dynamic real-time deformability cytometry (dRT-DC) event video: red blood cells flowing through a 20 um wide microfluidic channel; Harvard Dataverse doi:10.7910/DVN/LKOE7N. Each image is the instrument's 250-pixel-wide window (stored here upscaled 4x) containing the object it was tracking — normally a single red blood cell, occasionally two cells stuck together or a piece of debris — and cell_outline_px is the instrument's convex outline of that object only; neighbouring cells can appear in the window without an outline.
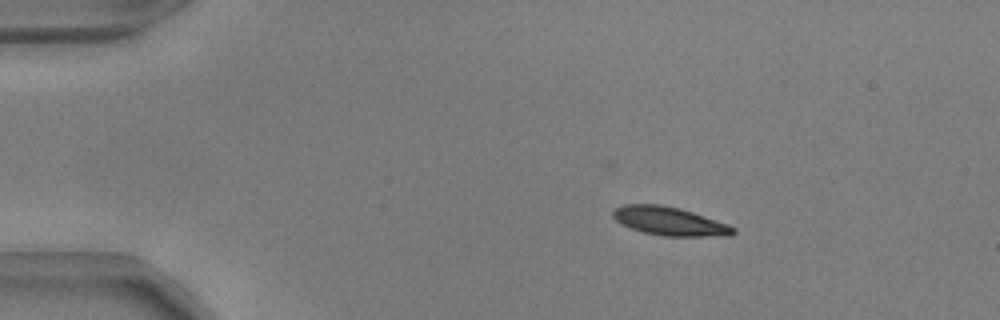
{"species": "common noctule bat (a hibernating species)", "species_latin": "Nyctalus noctula", "temperature_condition": "warm", "stored_images_in_passage": 45, "camera_frame_rate_fps": 3000, "um_per_image_px": 0.085, "animal": {"sex": "male", "body_mass_g": 17.9, "forearm_length_mm": 54.2}, "frame": {"image": 1, "passage_image": 1, "time_ms": 0.0, "image_size_px": [1000, 320], "cell_outline_px": [[736, 232], [728, 236], [664, 236], [644, 232], [620, 224], [612, 216], [612, 212], [616, 208], [624, 204], [660, 204], [680, 208], [728, 224], [736, 228]], "centroid_in_image_um": [56.91, 18.8], "position_along_channel_um": 28.1, "area_um2": 19.94}}
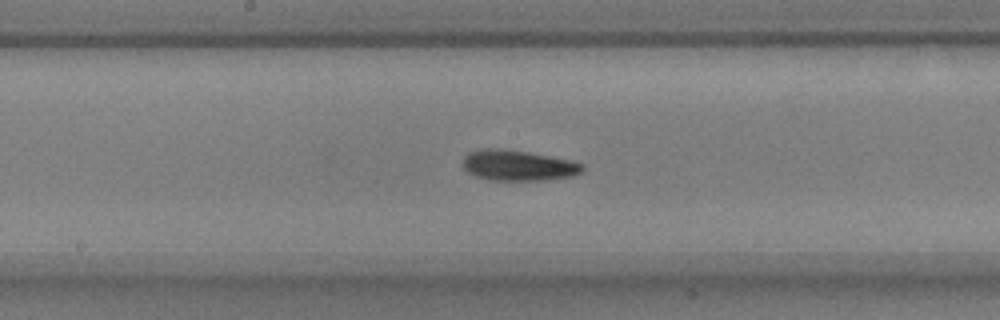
{"frame": {"image": 2, "passage_image": 20, "time_ms": 6.333, "image_size_px": [1000, 320], "cell_outline_px": [[584, 168], [580, 172], [572, 176], [544, 180], [488, 180], [476, 176], [468, 172], [464, 168], [464, 156], [468, 152], [480, 148], [504, 148], [528, 152], [572, 160], [584, 164]], "centroid_in_image_um": [44.03, 14.05], "position_along_channel_um": 204.2, "area_um2": 21.44}}
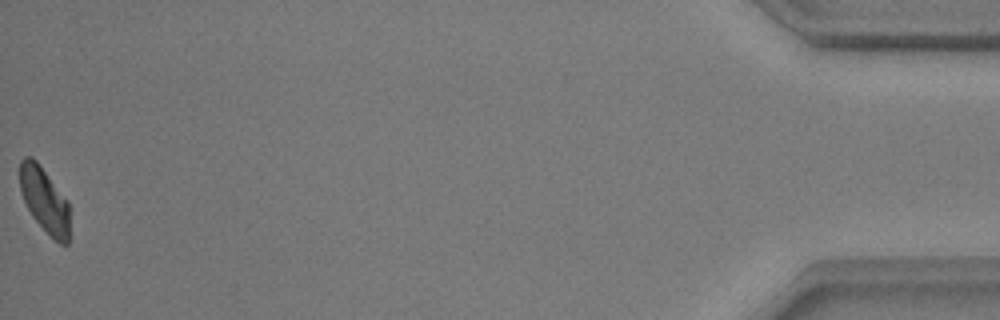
{"frame": {"image": 3, "passage_image": 45, "time_ms": 14.667, "image_size_px": [1000, 320], "cell_outline_px": [[68, 244], [60, 244], [32, 216], [20, 192], [20, 160], [24, 156], [32, 156], [36, 160], [68, 200]], "centroid_in_image_um": [3.76, 16.94], "position_along_channel_um": 431.4, "area_um2": 18.55}, "authors_computed_cell_mechanics": {"area_um2": 20.5768, "velocity_mm_per_s": 3.8293, "shape_relaxation_time_tau1_ms": 2.8899, "shape_relaxation_time_tau2_ms": 2.3319, "deformation_change_tau1": 0.1298, "deformation_change_tau2": 0.0818}}